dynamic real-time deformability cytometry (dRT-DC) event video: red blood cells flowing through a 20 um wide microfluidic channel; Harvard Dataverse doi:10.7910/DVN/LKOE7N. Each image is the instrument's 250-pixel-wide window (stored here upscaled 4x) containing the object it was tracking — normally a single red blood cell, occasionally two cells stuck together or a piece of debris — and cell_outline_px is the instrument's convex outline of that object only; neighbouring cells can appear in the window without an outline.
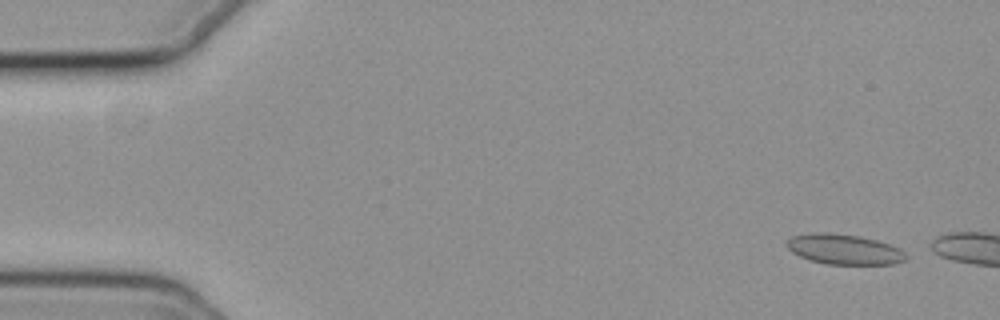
{"species": "common noctule bat (a hibernating species)", "species_latin": "Nyctalus noctula", "temperature_condition": "cold", "stored_images_in_passage": 7, "camera_frame_rate_fps": 3000, "um_per_image_px": 0.085, "animal": {"sex": "female", "body_mass_g": 19.3, "forearm_length_mm": 54.1}, "frame": {"image": 1, "passage_image": 3, "time_ms": 0.667, "image_size_px": [1000, 320], "cell_outline_px": [[908, 256], [904, 260], [896, 264], [824, 264], [808, 260], [792, 252], [784, 244], [792, 236], [812, 232], [824, 232], [860, 236], [876, 240], [900, 248]], "centroid_in_image_um": [71.73, 21.19], "position_along_channel_um": 13.3, "area_um2": 21.1}}